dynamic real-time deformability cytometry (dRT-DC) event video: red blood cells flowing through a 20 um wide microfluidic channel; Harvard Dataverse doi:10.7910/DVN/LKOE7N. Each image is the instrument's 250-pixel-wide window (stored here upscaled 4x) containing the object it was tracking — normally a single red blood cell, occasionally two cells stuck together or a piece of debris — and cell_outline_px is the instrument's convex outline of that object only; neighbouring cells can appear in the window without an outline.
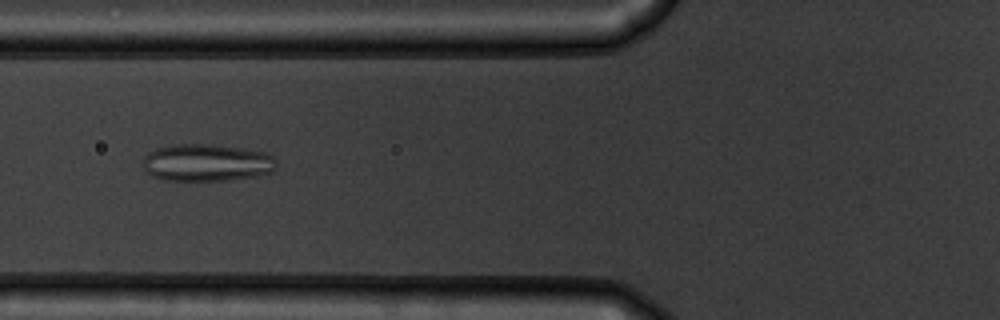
{"species": "common noctule bat (a hibernating species)", "species_latin": "Nyctalus noctula", "temperature_condition": "warm", "stored_images_in_passage": 55, "camera_frame_rate_fps": 3000, "um_per_image_px": 0.085, "animal": {"sex": "male", "body_mass_g": 19.5, "forearm_length_mm": 54.6}, "frame": {"image": 1, "passage_image": 22, "time_ms": 7.0, "image_size_px": [1000, 320], "cell_outline_px": [[276, 168], [272, 172], [256, 176], [228, 180], [164, 180], [152, 176], [144, 172], [144, 156], [148, 152], [156, 148], [172, 144], [212, 144], [244, 148], [268, 152], [276, 160]], "centroid_in_image_um": [17.58, 13.81], "position_along_channel_um": 108.2, "area_um2": 29.36}}
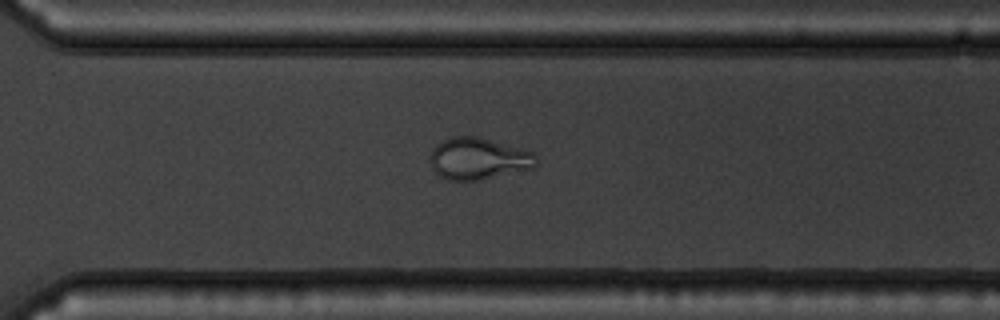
{"frame": {"image": 2, "passage_image": 40, "time_ms": 13.0, "image_size_px": [1000, 320], "cell_outline_px": [[540, 164], [536, 168], [480, 180], [448, 180], [440, 176], [432, 168], [432, 148], [436, 144], [452, 136], [480, 136], [536, 152]], "centroid_in_image_um": [40.77, 13.48], "position_along_channel_um": 329.8, "area_um2": 26.3}}
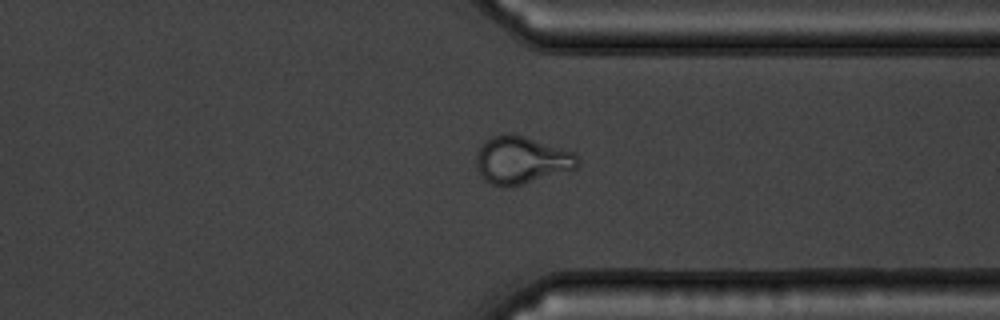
{"frame": {"image": 3, "passage_image": 43, "time_ms": 14.0, "image_size_px": [1000, 320], "cell_outline_px": [[580, 164], [576, 168], [508, 188], [492, 184], [484, 180], [476, 164], [476, 156], [480, 144], [492, 136], [524, 136], [572, 152], [580, 160]], "centroid_in_image_um": [44.3, 13.64], "position_along_channel_um": 367.1, "area_um2": 27.34}, "authors_computed_cell_mechanics": {"area_um2": 29.0156, "velocity_mm_per_s": 3.7111, "shape_relaxation_time_tau1_ms": 6.0636, "shape_relaxation_time_tau2_ms": 0.9002, "deformation_change_tau1": 0.1551, "deformation_change_tau2": 0.0756}}